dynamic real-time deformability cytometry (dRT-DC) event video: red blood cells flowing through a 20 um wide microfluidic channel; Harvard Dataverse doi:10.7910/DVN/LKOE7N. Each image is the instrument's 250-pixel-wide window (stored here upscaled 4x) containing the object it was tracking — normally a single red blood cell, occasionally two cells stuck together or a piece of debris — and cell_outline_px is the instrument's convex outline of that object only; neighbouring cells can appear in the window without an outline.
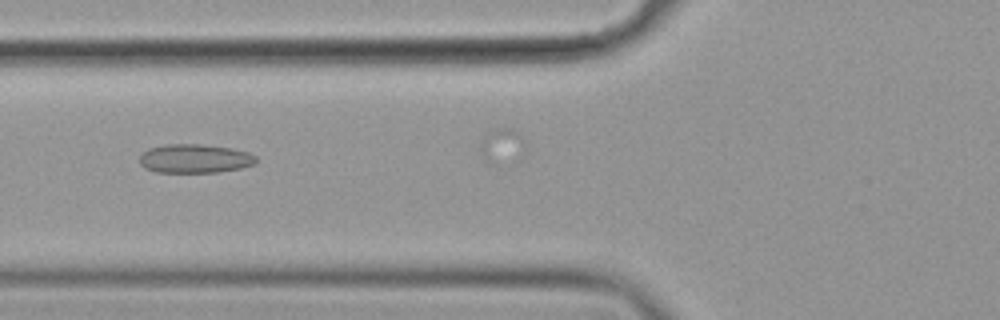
{"species": "common noctule bat (a hibernating species)", "species_latin": "Nyctalus noctula", "temperature_condition": "cold", "stored_images_in_passage": 12, "camera_frame_rate_fps": 3000, "um_per_image_px": 0.085, "animal": {"sex": "female", "body_mass_g": 19.9}, "frame": {"image": 1, "passage_image": 3, "time_ms": 0.667, "image_size_px": [1000, 320], "cell_outline_px": [[256, 160], [252, 164], [240, 168], [216, 172], [156, 172], [144, 168], [140, 164], [140, 152], [148, 148], [164, 144], [200, 144], [232, 148], [248, 152], [256, 156]], "centroid_in_image_um": [16.49, 13.47], "position_along_channel_um": 109.3, "area_um2": 19.65}}
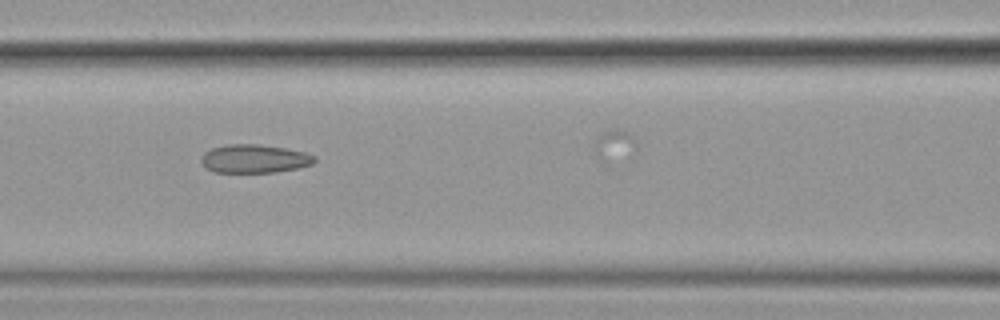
{"frame": {"image": 2, "passage_image": 6, "time_ms": 1.667, "image_size_px": [1000, 320], "cell_outline_px": [[316, 160], [312, 164], [296, 168], [276, 172], [212, 172], [200, 160], [200, 156], [204, 152], [212, 148], [228, 144], [260, 144], [284, 148], [304, 152], [316, 156]], "centroid_in_image_um": [21.61, 13.48], "position_along_channel_um": 145.0, "area_um2": 18.73}}